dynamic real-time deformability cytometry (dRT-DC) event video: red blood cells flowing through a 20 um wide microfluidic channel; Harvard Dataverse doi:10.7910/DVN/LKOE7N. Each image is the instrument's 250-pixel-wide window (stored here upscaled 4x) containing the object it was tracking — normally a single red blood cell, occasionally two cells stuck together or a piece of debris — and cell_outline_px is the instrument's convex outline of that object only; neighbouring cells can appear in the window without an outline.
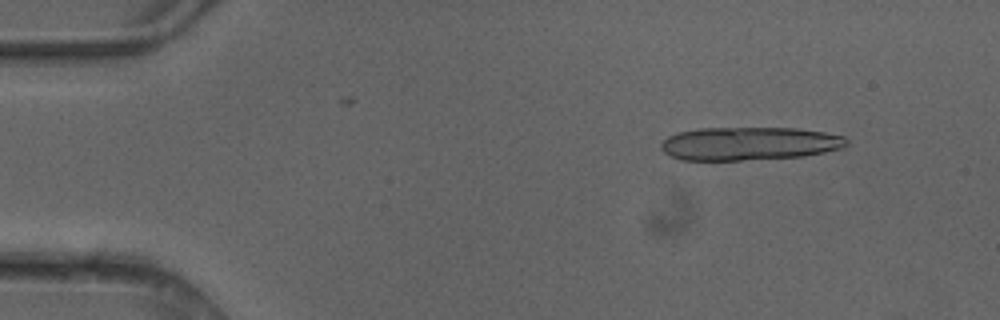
{"species": "common noctule bat (a hibernating species)", "species_latin": "Nyctalus noctula", "temperature_condition": "cold", "stored_images_in_passage": 4, "camera_frame_rate_fps": 3000, "um_per_image_px": 0.085, "animal": {"sex": "female"}, "frame": {"image": 1, "passage_image": 2, "time_ms": 0.333, "image_size_px": [1000, 320], "cell_outline_px": [[848, 144], [840, 148], [824, 152], [804, 156], [740, 160], [680, 160], [664, 152], [660, 148], [660, 144], [668, 136], [680, 132], [700, 128], [796, 128], [824, 132], [844, 136], [848, 140]], "centroid_in_image_um": [63.68, 12.2], "position_along_channel_um": 21.3, "area_um2": 35.89}}